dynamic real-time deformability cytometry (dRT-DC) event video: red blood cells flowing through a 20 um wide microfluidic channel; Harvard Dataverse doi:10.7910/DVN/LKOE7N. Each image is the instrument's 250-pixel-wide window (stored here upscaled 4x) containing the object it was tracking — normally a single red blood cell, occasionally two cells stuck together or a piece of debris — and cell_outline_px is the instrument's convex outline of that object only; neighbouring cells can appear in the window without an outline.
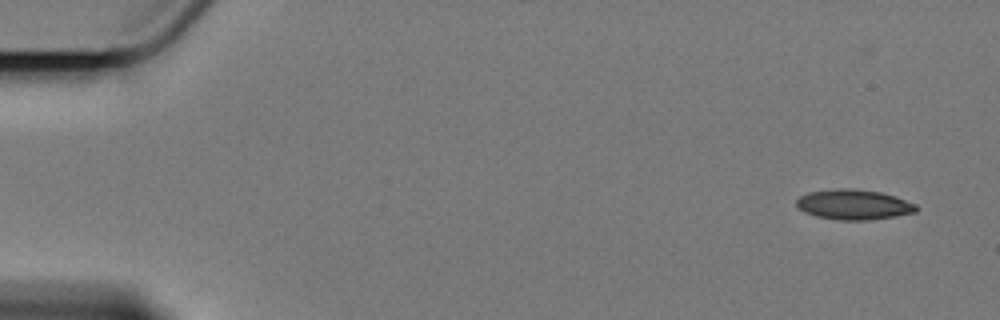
{"species": "Egyptian fruit bat (a non-hibernating species)", "species_latin": "Rousettus aegyptiacus", "temperature_condition": "cold", "stored_images_in_passage": 2, "camera_frame_rate_fps": 3000, "um_per_image_px": 0.085, "animal": {"sex": "female"}, "frame": {"image": 1, "passage_image": 2, "time_ms": 1.333, "image_size_px": [1000, 320], "cell_outline_px": [[916, 212], [896, 216], [868, 220], [836, 220], [816, 216], [804, 212], [796, 208], [796, 200], [800, 196], [808, 192], [836, 188], [852, 188], [880, 192], [896, 196], [916, 204]], "centroid_in_image_um": [72.53, 17.38], "position_along_channel_um": 12.5, "area_um2": 21.21}}